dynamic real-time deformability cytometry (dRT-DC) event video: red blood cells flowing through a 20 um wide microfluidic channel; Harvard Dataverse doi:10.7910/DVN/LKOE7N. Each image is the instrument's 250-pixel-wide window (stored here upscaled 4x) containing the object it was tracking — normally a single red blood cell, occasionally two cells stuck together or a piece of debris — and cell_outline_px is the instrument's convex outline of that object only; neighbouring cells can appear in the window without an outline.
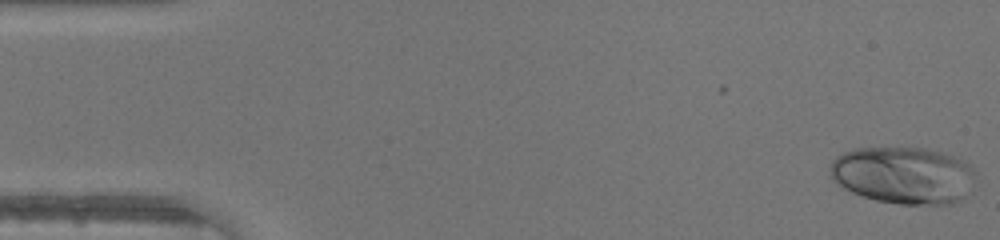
{"species": "human", "species_latin": "Homo sapiens", "temperature_condition": "warm", "stored_images_in_passage": 46, "camera_frame_rate_fps": 3000, "um_per_image_px": 0.085, "donor": {"sex": "male"}, "frame": {"image": 1, "passage_image": 1, "time_ms": 0.0, "image_size_px": [1000, 240], "cell_outline_px": [[972, 176], [964, 196], [960, 200], [952, 204], [900, 204], [876, 200], [852, 192], [836, 184], [828, 172], [828, 168], [832, 160], [836, 156], [844, 152], [856, 148], [924, 148], [940, 152], [964, 160], [972, 168]], "centroid_in_image_um": [76.7, 14.89], "position_along_channel_um": 8.3, "area_um2": 48.03}}
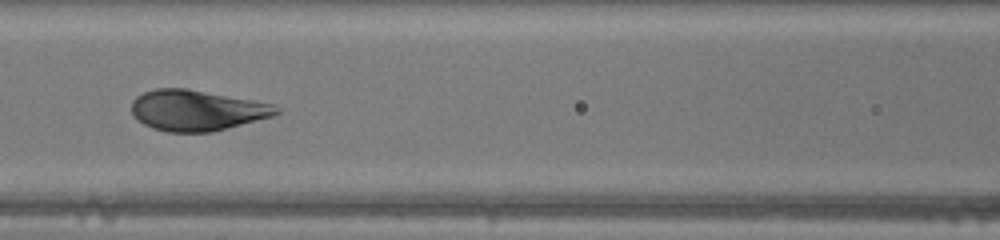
{"frame": {"image": 2, "passage_image": 20, "time_ms": 6.333, "image_size_px": [1000, 240], "cell_outline_px": [[280, 112], [272, 116], [212, 132], [168, 132], [152, 128], [136, 120], [132, 116], [132, 100], [136, 96], [144, 92], [156, 88], [188, 88], [252, 100], [272, 104], [280, 108]], "centroid_in_image_um": [16.68, 9.38], "position_along_channel_um": 149.9, "area_um2": 34.33}}
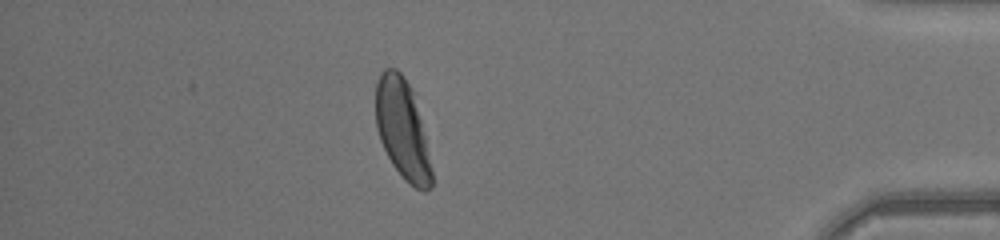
{"frame": {"image": 3, "passage_image": 40, "time_ms": 13.0, "image_size_px": [1000, 240], "cell_outline_px": [[432, 188], [424, 192], [416, 188], [404, 180], [392, 164], [380, 140], [376, 128], [376, 84], [380, 72], [384, 68], [396, 68], [404, 76], [412, 92], [420, 120], [424, 136], [432, 172]], "centroid_in_image_um": [34.17, 11.0], "position_along_channel_um": 401.0, "area_um2": 31.96}}